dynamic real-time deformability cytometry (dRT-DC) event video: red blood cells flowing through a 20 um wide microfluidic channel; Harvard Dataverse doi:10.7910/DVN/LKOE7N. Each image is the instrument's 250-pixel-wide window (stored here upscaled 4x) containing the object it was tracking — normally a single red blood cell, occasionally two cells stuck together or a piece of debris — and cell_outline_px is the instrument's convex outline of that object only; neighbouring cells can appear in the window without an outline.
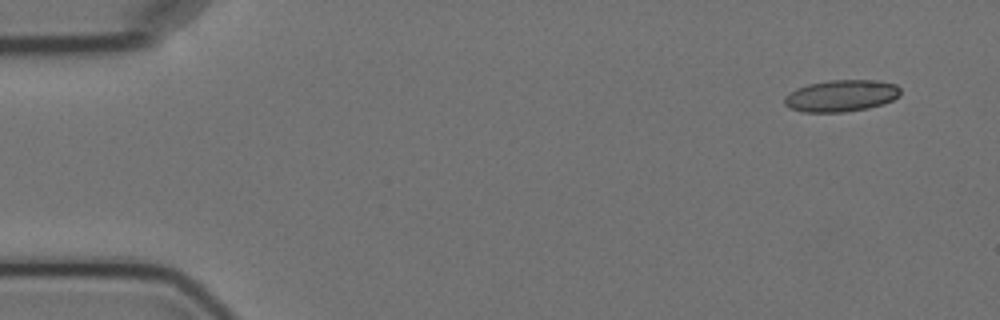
{"species": "Egyptian fruit bat (a non-hibernating species)", "species_latin": "Rousettus aegyptiacus", "temperature_condition": "cold", "stored_images_in_passage": 7, "camera_frame_rate_fps": 3000, "um_per_image_px": 0.085, "animal": {"sex": "female"}, "frame": {"image": 1, "passage_image": 1, "time_ms": 0.0, "image_size_px": [1000, 320], "cell_outline_px": [[900, 96], [884, 104], [868, 108], [844, 112], [804, 112], [792, 108], [784, 104], [784, 96], [796, 88], [808, 84], [828, 80], [880, 80], [896, 84], [900, 88]], "centroid_in_image_um": [71.53, 8.13], "position_along_channel_um": 13.5, "area_um2": 21.62}}
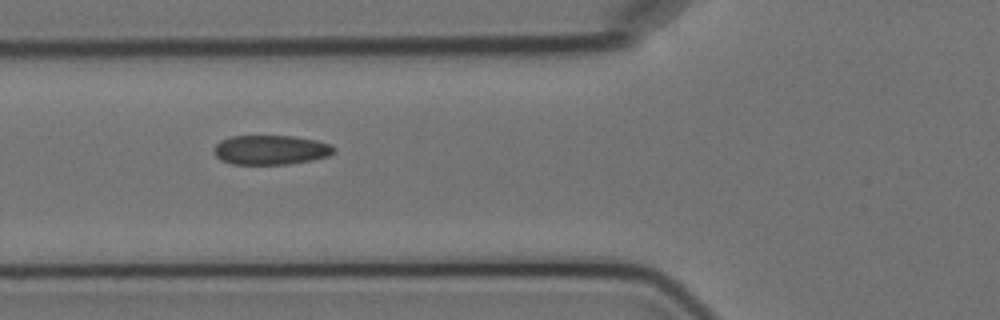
{"frame": {"image": 2, "passage_image": 6, "time_ms": 5.667, "image_size_px": [1000, 320], "cell_outline_px": [[336, 152], [328, 156], [312, 160], [288, 164], [232, 164], [220, 160], [212, 152], [212, 148], [220, 140], [232, 136], [292, 136], [316, 140], [328, 144], [336, 148]], "centroid_in_image_um": [22.98, 12.74], "position_along_channel_um": 102.8, "area_um2": 20.75}}
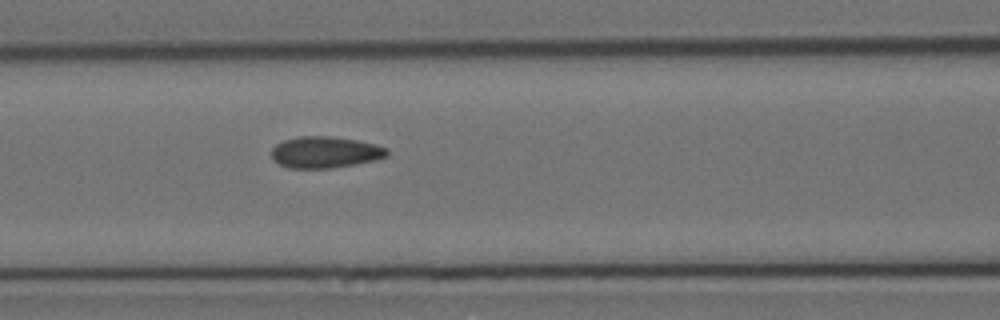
{"frame": {"image": 3, "passage_image": 7, "time_ms": 6.667, "image_size_px": [1000, 320], "cell_outline_px": [[388, 156], [376, 160], [356, 164], [332, 168], [288, 168], [272, 160], [272, 148], [276, 144], [284, 140], [296, 136], [328, 136], [356, 140], [376, 144], [388, 148]], "centroid_in_image_um": [27.64, 12.94], "position_along_channel_um": 139.0, "area_um2": 21.33}}